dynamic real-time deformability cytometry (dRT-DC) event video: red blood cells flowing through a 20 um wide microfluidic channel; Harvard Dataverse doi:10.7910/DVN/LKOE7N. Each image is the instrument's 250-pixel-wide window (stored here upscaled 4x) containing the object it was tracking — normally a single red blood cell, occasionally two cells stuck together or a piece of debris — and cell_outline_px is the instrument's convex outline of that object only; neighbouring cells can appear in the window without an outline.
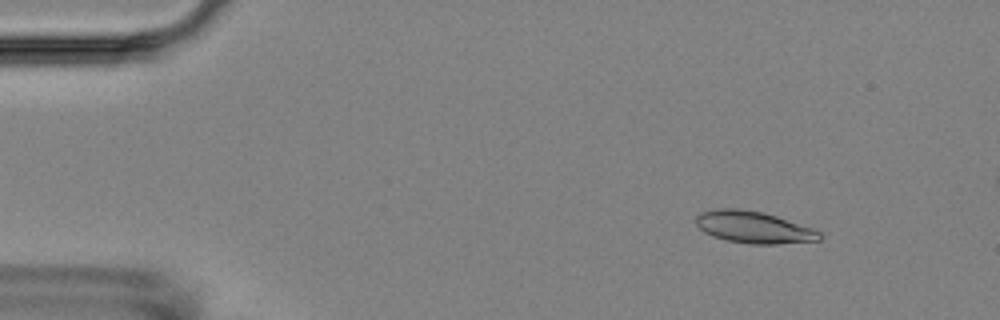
{"species": "Egyptian fruit bat (a non-hibernating species)", "species_latin": "Rousettus aegyptiacus", "temperature_condition": "room temperature", "stored_images_in_passage": 10, "camera_frame_rate_fps": 3000, "um_per_image_px": 0.085, "animal": {"sex": "female"}, "frame": {"image": 1, "passage_image": 1, "time_ms": 0.0, "image_size_px": [1000, 320], "cell_outline_px": [[824, 236], [820, 240], [776, 244], [748, 244], [728, 240], [712, 236], [704, 232], [696, 224], [696, 216], [700, 212], [716, 208], [740, 208], [764, 212], [812, 228], [820, 232]], "centroid_in_image_um": [64.05, 19.31], "position_along_channel_um": 21.0, "area_um2": 23.06}}
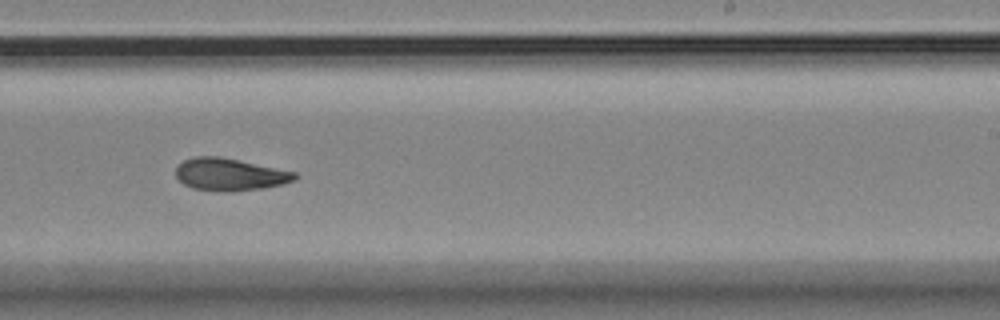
{"frame": {"image": 2, "passage_image": 9, "time_ms": 9.333, "image_size_px": [1000, 320], "cell_outline_px": [[296, 180], [284, 184], [264, 188], [232, 192], [220, 192], [192, 188], [184, 184], [176, 176], [176, 164], [184, 160], [196, 156], [220, 156], [296, 172]], "centroid_in_image_um": [19.52, 14.83], "position_along_channel_um": 269.5, "area_um2": 22.66}}
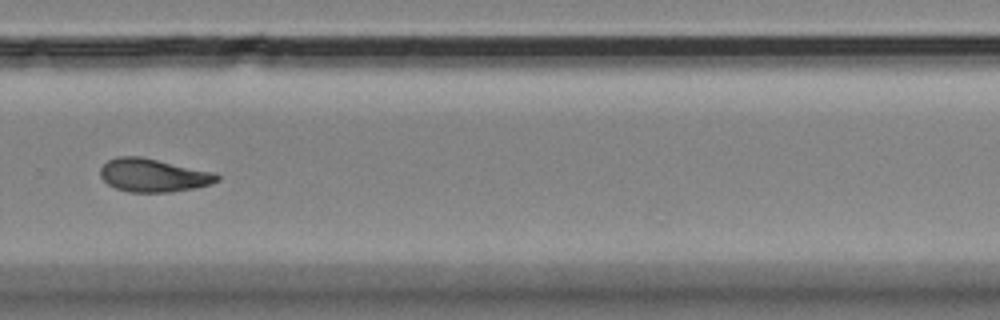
{"frame": {"image": 3, "passage_image": 10, "time_ms": 10.667, "image_size_px": [1000, 320], "cell_outline_px": [[220, 180], [212, 184], [196, 188], [172, 192], [128, 192], [116, 188], [108, 184], [100, 176], [100, 168], [108, 160], [116, 156], [140, 156], [216, 172], [220, 176]], "centroid_in_image_um": [13.07, 14.9], "position_along_channel_um": 316.7, "area_um2": 22.89}}